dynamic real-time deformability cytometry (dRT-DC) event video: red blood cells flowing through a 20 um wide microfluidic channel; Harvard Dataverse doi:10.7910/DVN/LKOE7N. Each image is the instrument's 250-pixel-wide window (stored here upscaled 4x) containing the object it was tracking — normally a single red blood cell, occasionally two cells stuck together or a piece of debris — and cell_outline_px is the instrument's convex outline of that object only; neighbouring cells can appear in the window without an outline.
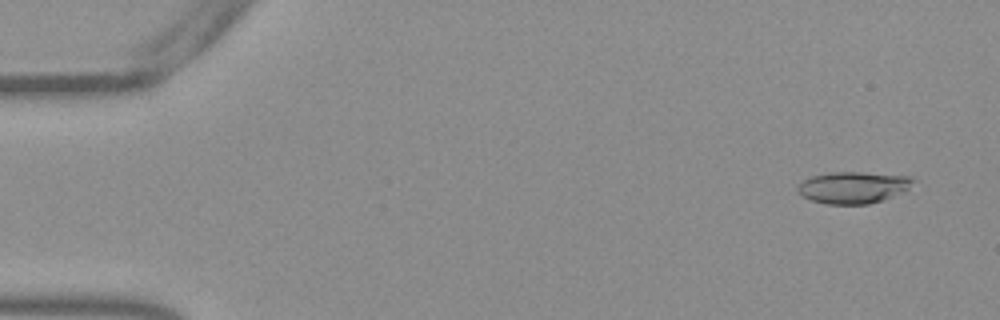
{"species": "Egyptian fruit bat (a non-hibernating species)", "species_latin": "Rousettus aegyptiacus", "temperature_condition": "warm", "stored_images_in_passage": 53, "camera_frame_rate_fps": 3000, "um_per_image_px": 0.085, "frame": {"image": 1, "passage_image": 3, "time_ms": 0.667, "image_size_px": [1000, 320], "cell_outline_px": [[916, 180], [908, 188], [884, 200], [868, 204], [828, 204], [812, 200], [804, 196], [796, 188], [804, 180], [812, 176], [828, 172], [860, 172], [912, 176]], "centroid_in_image_um": [72.55, 15.92], "position_along_channel_um": 12.5, "area_um2": 21.15}}
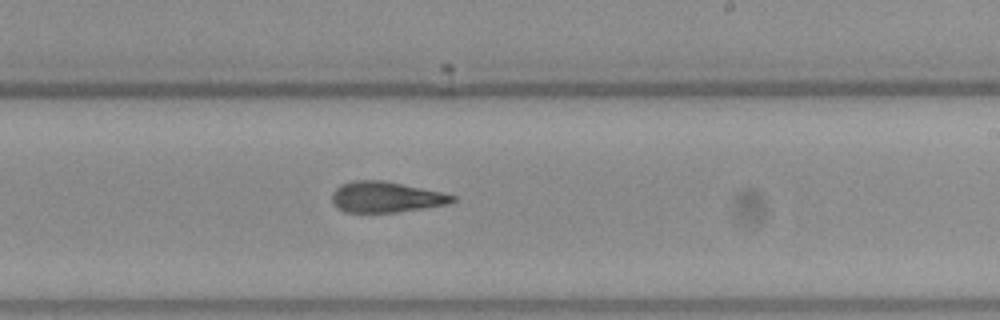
{"frame": {"image": 2, "passage_image": 32, "time_ms": 10.333, "image_size_px": [1000, 320], "cell_outline_px": [[456, 200], [448, 204], [396, 212], [344, 212], [336, 208], [332, 204], [332, 192], [340, 184], [352, 180], [384, 180], [444, 192], [456, 196]], "centroid_in_image_um": [32.78, 16.74], "position_along_channel_um": 256.2, "area_um2": 21.85}}
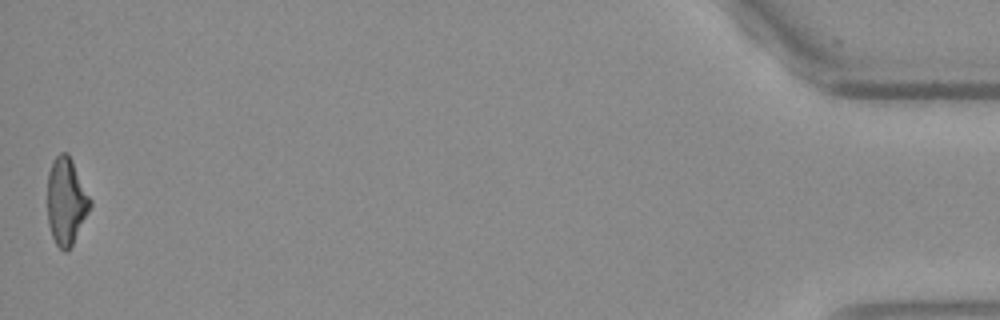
{"frame": {"image": 3, "passage_image": 53, "time_ms": 17.333, "image_size_px": [1000, 320], "cell_outline_px": [[92, 204], [72, 244], [64, 252], [56, 244], [52, 236], [48, 224], [48, 172], [52, 160], [60, 152], [68, 152], [92, 200]], "centroid_in_image_um": [5.62, 17.06], "position_along_channel_um": 429.6, "area_um2": 21.5}, "authors_computed_cell_mechanics": {"area_um2": 22.0218, "velocity_mm_per_s": 3.8276, "shape_relaxation_time_tau1_ms": 6.4972, "shape_relaxation_time_tau2_ms": 2.9881, "deformation_change_tau1": 0.2257, "deformation_change_tau2": 0.143}}